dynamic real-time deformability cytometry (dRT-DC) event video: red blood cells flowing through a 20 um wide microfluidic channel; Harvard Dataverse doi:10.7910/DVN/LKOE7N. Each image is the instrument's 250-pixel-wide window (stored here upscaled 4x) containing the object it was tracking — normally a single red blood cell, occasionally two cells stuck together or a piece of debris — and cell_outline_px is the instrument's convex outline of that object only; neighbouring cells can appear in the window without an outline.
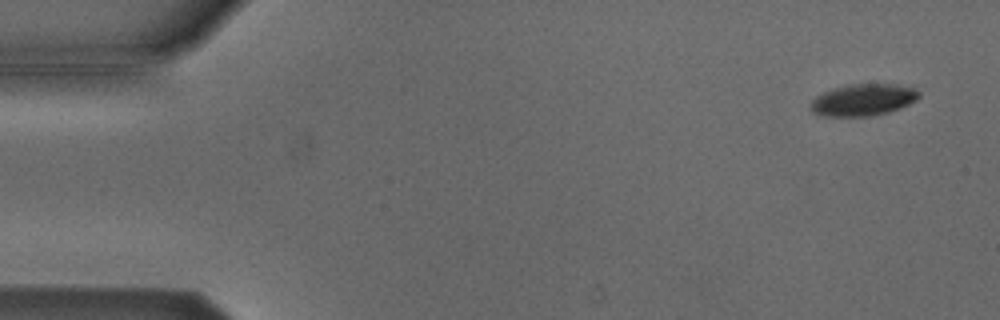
{"species": "Egyptian fruit bat (a non-hibernating species)", "species_latin": "Rousettus aegyptiacus", "temperature_condition": "cold", "stored_images_in_passage": 54, "camera_frame_rate_fps": 3000, "um_per_image_px": 0.085, "animal": {"sex": "male"}, "frame": {"image": 1, "passage_image": 3, "time_ms": 0.667, "image_size_px": [1000, 320], "cell_outline_px": [[920, 96], [916, 100], [900, 108], [888, 112], [872, 116], [820, 116], [812, 112], [812, 100], [816, 96], [824, 92], [848, 84], [892, 84], [912, 88], [920, 92]], "centroid_in_image_um": [73.37, 8.5], "position_along_channel_um": 11.6, "area_um2": 19.88}}
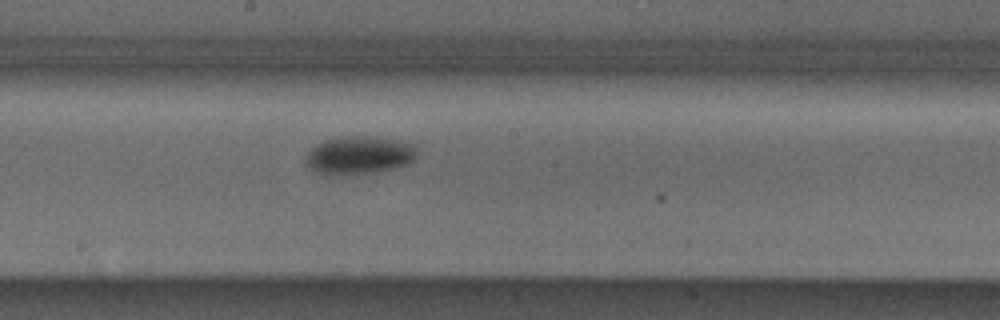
{"frame": {"image": 2, "passage_image": 29, "time_ms": 9.333, "image_size_px": [1000, 320], "cell_outline_px": [[416, 156], [408, 164], [392, 168], [372, 172], [332, 176], [316, 172], [308, 168], [304, 164], [304, 156], [316, 144], [324, 140], [340, 136], [376, 136], [416, 144]], "centroid_in_image_um": [30.47, 13.18], "position_along_channel_um": 217.7, "area_um2": 25.03}}
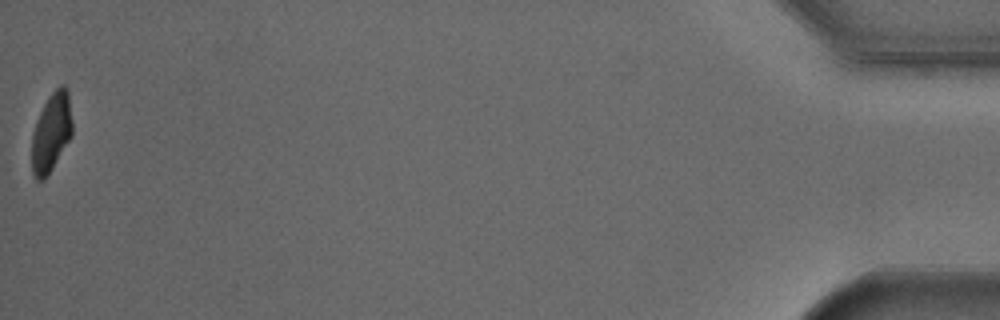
{"frame": {"image": 3, "passage_image": 54, "time_ms": 17.667, "image_size_px": [1000, 320], "cell_outline_px": [[72, 136], [52, 168], [44, 180], [36, 180], [32, 176], [32, 136], [40, 112], [48, 96], [60, 84], [64, 84], [68, 88], [72, 120]], "centroid_in_image_um": [4.37, 11.24], "position_along_channel_um": 430.8, "area_um2": 18.67}, "authors_computed_cell_mechanics": {"area_um2": 21.8484, "velocity_mm_per_s": 3.8035, "shape_relaxation_time_tau1_ms": 1.7644, "shape_relaxation_time_tau2_ms": null, "deformation_change_tau1": 0.0925, "deformation_change_tau2": null}}